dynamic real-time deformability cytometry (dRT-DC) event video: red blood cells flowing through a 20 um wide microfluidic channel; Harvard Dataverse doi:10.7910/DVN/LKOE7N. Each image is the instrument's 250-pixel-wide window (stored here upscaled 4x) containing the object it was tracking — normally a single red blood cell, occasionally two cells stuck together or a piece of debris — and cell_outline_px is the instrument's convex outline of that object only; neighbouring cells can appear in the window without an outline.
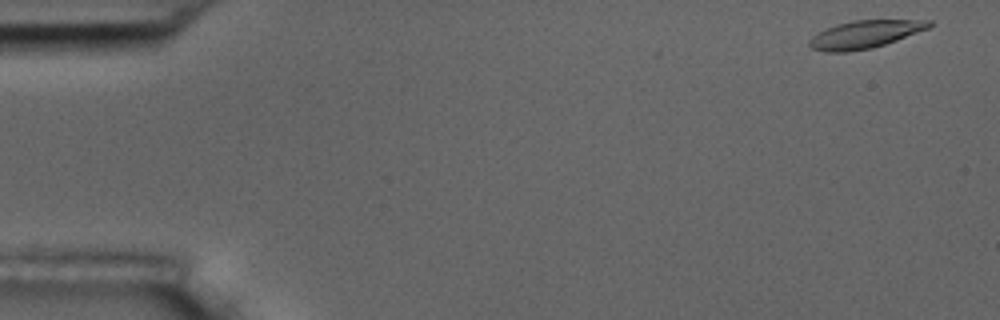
{"species": "common noctule bat (a hibernating species)", "species_latin": "Nyctalus noctula", "temperature_condition": "room temperature", "stored_images_in_passage": 54, "camera_frame_rate_fps": 3000, "um_per_image_px": 0.085, "animal": {"sex": "male", "body_mass_g": 17.5, "forearm_length_mm": 52.3}, "frame": {"image": 1, "passage_image": 1, "time_ms": 0.0, "image_size_px": [1000, 320], "cell_outline_px": [[932, 24], [928, 28], [896, 40], [872, 48], [848, 52], [824, 52], [812, 48], [808, 44], [808, 40], [812, 36], [836, 24], [852, 20], [932, 20]], "centroid_in_image_um": [73.48, 2.92], "position_along_channel_um": 11.5, "area_um2": 19.19}}
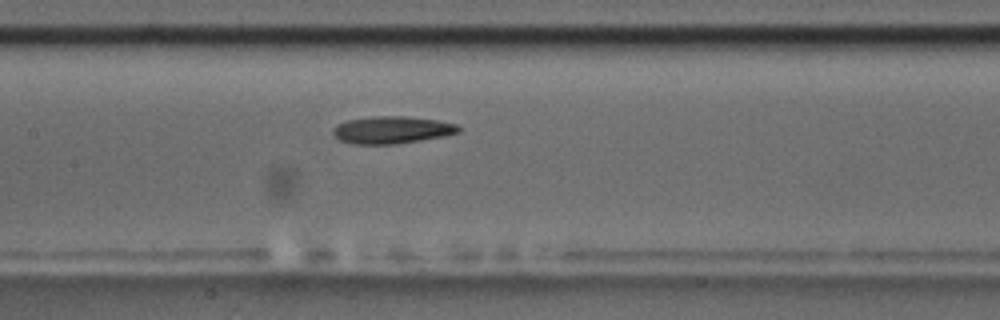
{"frame": {"image": 2, "passage_image": 25, "time_ms": 8.0, "image_size_px": [1000, 320], "cell_outline_px": [[460, 132], [444, 136], [396, 144], [352, 144], [340, 140], [332, 132], [332, 128], [336, 124], [348, 120], [372, 116], [404, 116], [436, 120], [456, 124], [460, 128]], "centroid_in_image_um": [33.28, 11.04], "position_along_channel_um": 174.1, "area_um2": 19.94}}
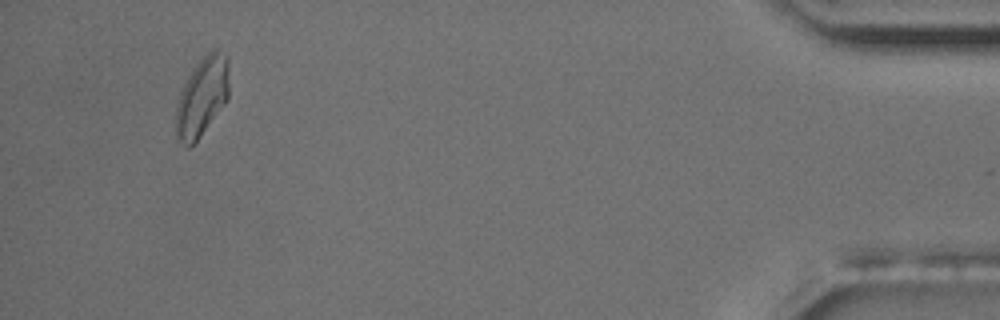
{"frame": {"image": 3, "passage_image": 51, "time_ms": 16.667, "image_size_px": [1000, 320], "cell_outline_px": [[228, 100], [200, 136], [188, 148], [176, 140], [176, 104], [180, 92], [188, 76], [196, 64], [212, 48], [216, 48], [228, 56]], "centroid_in_image_um": [17.17, 8.22], "position_along_channel_um": 418.0, "area_um2": 24.57}, "authors_computed_cell_mechanics": {"area_um2": 19.9121, "velocity_mm_per_s": 3.6423, "shape_relaxation_time_tau1_ms": 4.7546, "shape_relaxation_time_tau2_ms": 8.0957, "deformation_change_tau1": 0.1475, "deformation_change_tau2": 0.1558}}